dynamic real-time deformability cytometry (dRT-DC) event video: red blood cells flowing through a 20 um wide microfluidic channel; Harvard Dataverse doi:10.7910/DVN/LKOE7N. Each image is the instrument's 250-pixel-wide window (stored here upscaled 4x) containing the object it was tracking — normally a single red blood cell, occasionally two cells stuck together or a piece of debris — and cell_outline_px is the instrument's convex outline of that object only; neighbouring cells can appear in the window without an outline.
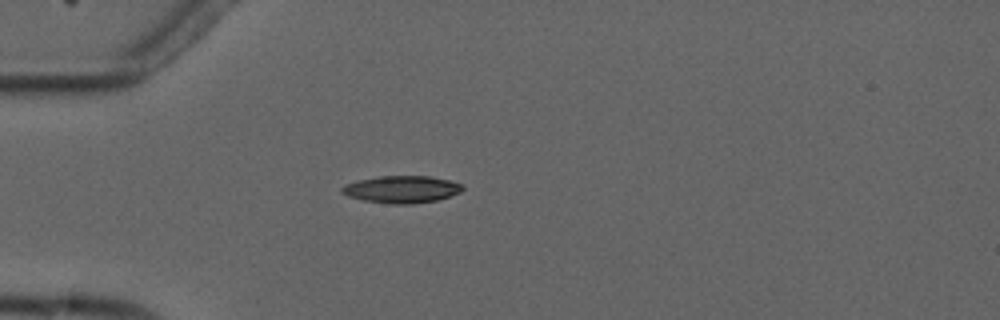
{"species": "common noctule bat (a hibernating species)", "species_latin": "Nyctalus noctula", "temperature_condition": "cold", "stored_images_in_passage": 4, "camera_frame_rate_fps": 3000, "um_per_image_px": 0.085, "animal": {"sex": "male", "forearm_length_mm": 52.5}, "frame": {"image": 1, "passage_image": 4, "time_ms": 4.667, "image_size_px": [1000, 320], "cell_outline_px": [[464, 188], [460, 192], [436, 200], [412, 204], [388, 204], [364, 200], [348, 196], [340, 192], [340, 188], [344, 184], [360, 180], [380, 176], [428, 176], [448, 180], [464, 184]], "centroid_in_image_um": [34.13, 16.09], "position_along_channel_um": 50.9, "area_um2": 19.07}}